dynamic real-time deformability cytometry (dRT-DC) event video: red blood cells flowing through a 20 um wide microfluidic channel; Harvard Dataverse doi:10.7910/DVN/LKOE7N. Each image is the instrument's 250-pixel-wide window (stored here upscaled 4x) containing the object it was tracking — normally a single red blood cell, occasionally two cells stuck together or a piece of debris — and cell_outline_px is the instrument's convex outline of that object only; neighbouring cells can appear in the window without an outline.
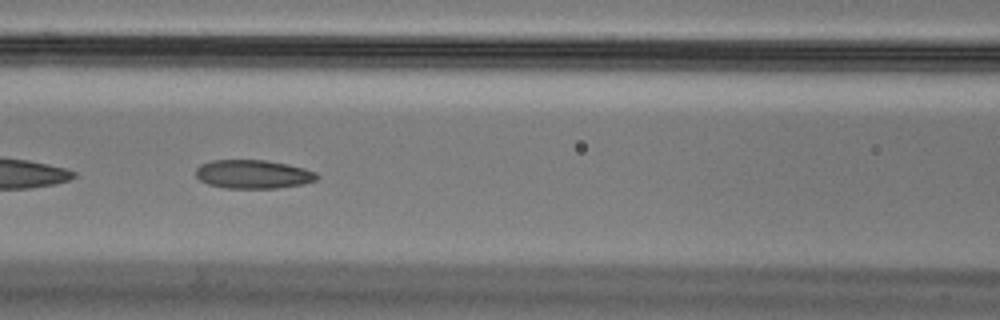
{"species": "Egyptian fruit bat (a non-hibernating species)", "species_latin": "Rousettus aegyptiacus", "temperature_condition": "cold", "stored_images_in_passage": 56, "segment_of_instrument_passage": [2, 2], "camera_frame_rate_fps": 3000, "um_per_image_px": 0.085, "animal": {"sex": "male"}, "frame": {"image": 1, "passage_image": 26, "time_ms": 8.333, "image_size_px": [1000, 320], "cell_outline_px": [[320, 176], [316, 180], [304, 184], [276, 188], [224, 188], [208, 184], [200, 180], [196, 176], [196, 168], [200, 164], [212, 160], [264, 160], [288, 164], [304, 168], [316, 172]], "centroid_in_image_um": [21.52, 14.81], "position_along_channel_um": 145.1, "area_um2": 20.35}}
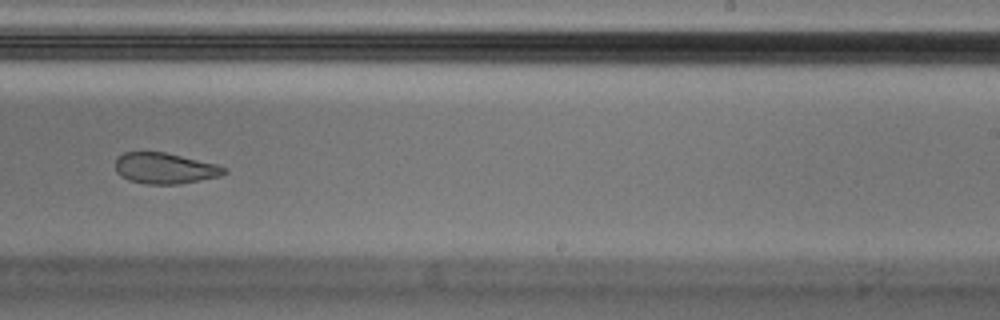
{"frame": {"image": 2, "passage_image": 37, "time_ms": 12.0, "image_size_px": [1000, 320], "cell_outline_px": [[228, 172], [220, 176], [180, 184], [144, 184], [128, 180], [120, 176], [116, 172], [116, 156], [124, 152], [164, 152], [216, 164], [228, 168]], "centroid_in_image_um": [14.0, 14.31], "position_along_channel_um": 275.0, "area_um2": 19.71}}